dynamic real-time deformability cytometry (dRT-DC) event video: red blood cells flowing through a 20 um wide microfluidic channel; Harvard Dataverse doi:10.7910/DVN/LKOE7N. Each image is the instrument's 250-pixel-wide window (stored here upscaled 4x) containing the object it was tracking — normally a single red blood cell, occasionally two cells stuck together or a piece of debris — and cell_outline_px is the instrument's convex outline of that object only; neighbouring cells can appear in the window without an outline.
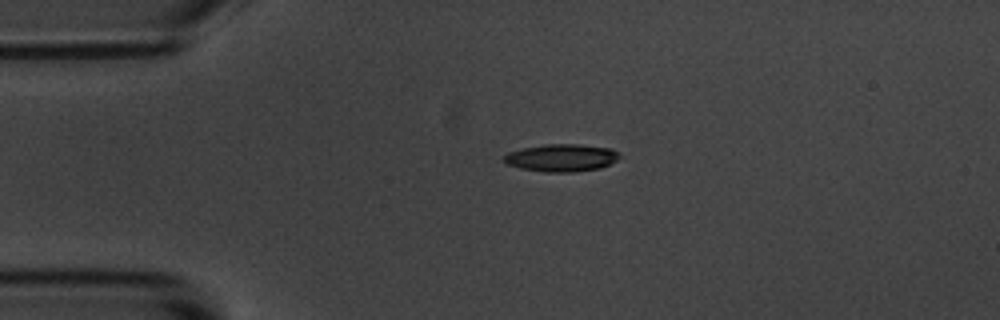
{"species": "common noctule bat (a hibernating species)", "species_latin": "Nyctalus noctula", "temperature_condition": "room temperature", "stored_images_in_passage": 44, "camera_frame_rate_fps": 3000, "um_per_image_px": 0.085, "animal": {"sex": "male", "body_mass_g": 20.1, "forearm_length_mm": 53.5}, "frame": {"image": 1, "passage_image": 1, "time_ms": 0.0, "image_size_px": [1000, 320], "cell_outline_px": [[620, 156], [616, 160], [600, 168], [576, 172], [544, 172], [520, 168], [504, 164], [500, 160], [508, 152], [524, 148], [544, 144], [580, 144], [612, 148], [620, 152]], "centroid_in_image_um": [47.7, 13.41], "position_along_channel_um": 37.3, "area_um2": 18.79}}
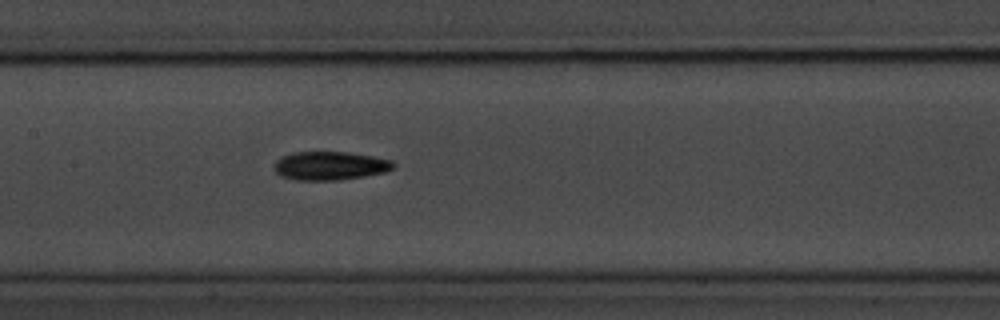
{"frame": {"image": 2, "passage_image": 15, "time_ms": 4.667, "image_size_px": [1000, 320], "cell_outline_px": [[396, 164], [392, 168], [384, 172], [364, 176], [340, 180], [296, 180], [280, 176], [272, 168], [276, 160], [280, 156], [292, 152], [348, 152], [372, 156], [392, 160]], "centroid_in_image_um": [28.0, 14.08], "position_along_channel_um": 179.4, "area_um2": 20.0}}
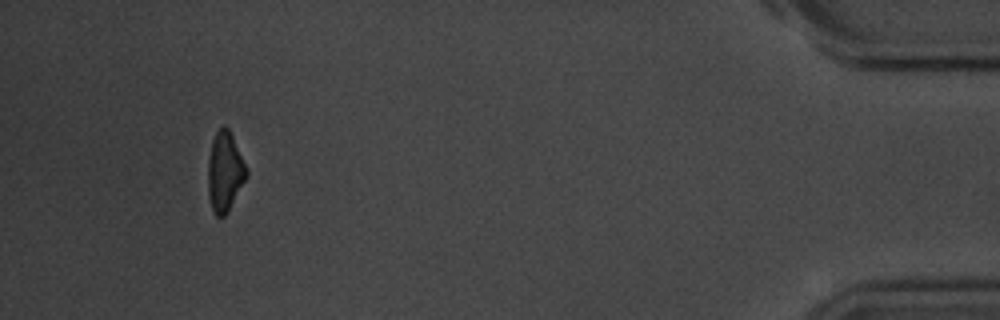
{"frame": {"image": 3, "passage_image": 40, "time_ms": 13.0, "image_size_px": [1000, 320], "cell_outline_px": [[248, 176], [228, 212], [224, 216], [216, 216], [212, 208], [208, 196], [208, 160], [212, 140], [216, 132], [224, 124], [228, 128], [248, 168]], "centroid_in_image_um": [19.12, 14.6], "position_along_channel_um": 416.1, "area_um2": 17.98}, "authors_computed_cell_mechanics": {"area_um2": 18.785, "velocity_mm_per_s": 3.6741, "shape_relaxation_time_tau1_ms": 3.4735, "shape_relaxation_time_tau2_ms": 10.7918, "deformation_change_tau1": 0.1571, "deformation_change_tau2": 0.1974}}